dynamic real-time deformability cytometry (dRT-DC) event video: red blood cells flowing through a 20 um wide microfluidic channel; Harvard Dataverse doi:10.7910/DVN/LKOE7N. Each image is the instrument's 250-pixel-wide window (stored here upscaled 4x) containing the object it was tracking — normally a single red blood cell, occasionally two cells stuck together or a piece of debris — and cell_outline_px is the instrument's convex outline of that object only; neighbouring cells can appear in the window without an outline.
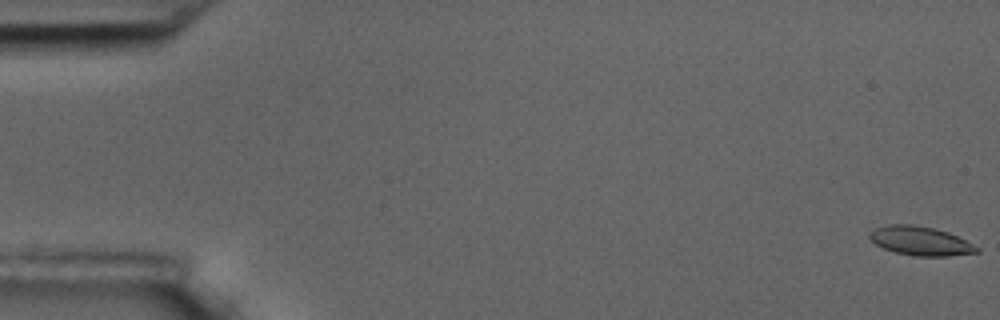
{"species": "common noctule bat (a hibernating species)", "species_latin": "Nyctalus noctula", "temperature_condition": "room temperature", "stored_images_in_passage": 5, "camera_frame_rate_fps": 3000, "um_per_image_px": 0.085, "animal": {"sex": "male", "body_mass_g": 17.5, "forearm_length_mm": 52.3}, "frame": {"image": 1, "passage_image": 1, "time_ms": 0.0, "image_size_px": [1000, 320], "cell_outline_px": [[980, 252], [948, 256], [912, 256], [896, 252], [884, 248], [876, 244], [868, 236], [876, 228], [888, 224], [912, 224], [932, 228], [948, 232], [980, 248]], "centroid_in_image_um": [78.25, 20.48], "position_along_channel_um": 6.8, "area_um2": 17.86}}
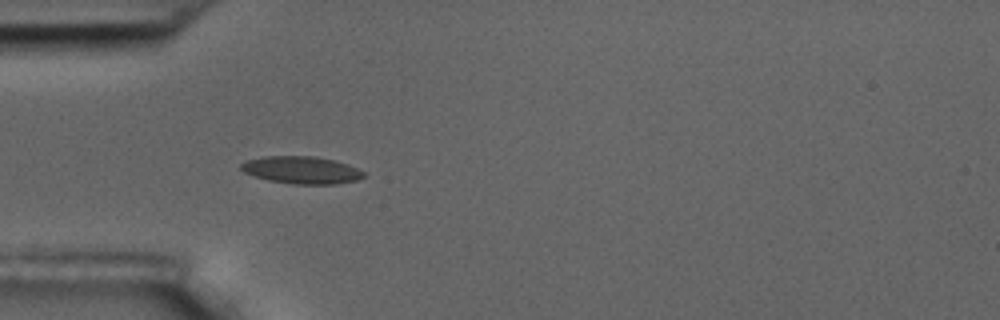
{"frame": {"image": 2, "passage_image": 5, "time_ms": 1.333, "image_size_px": [1000, 320], "cell_outline_px": [[364, 176], [356, 180], [336, 184], [292, 184], [268, 180], [244, 172], [240, 168], [240, 164], [248, 160], [264, 156], [316, 156], [336, 160], [348, 164], [364, 172]], "centroid_in_image_um": [25.64, 14.44], "position_along_channel_um": 59.4, "area_um2": 19.54}}